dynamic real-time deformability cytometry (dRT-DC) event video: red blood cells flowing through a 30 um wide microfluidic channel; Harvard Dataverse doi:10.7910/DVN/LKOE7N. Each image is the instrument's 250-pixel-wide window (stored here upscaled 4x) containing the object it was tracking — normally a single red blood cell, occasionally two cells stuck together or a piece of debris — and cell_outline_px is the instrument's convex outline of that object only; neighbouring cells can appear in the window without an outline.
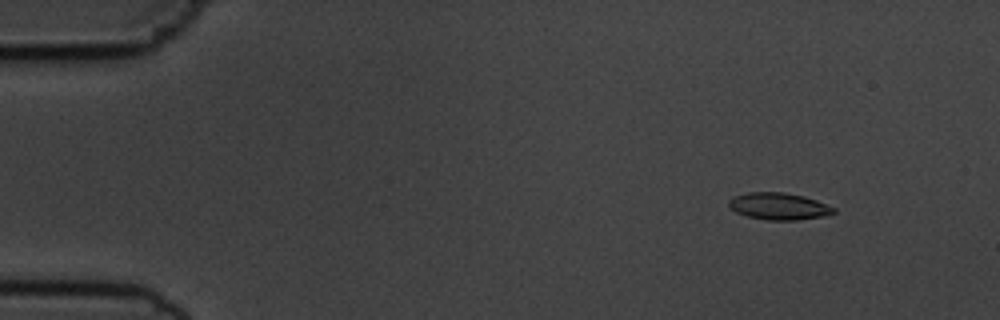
{"species": "common noctule bat (a hibernating species)", "species_latin": "Nyctalus noctula", "temperature_condition": "cold", "stored_images_in_passage": 56, "camera_frame_rate_fps": 3000, "um_per_image_px": 0.085, "animal": {"sex": "male", "body_mass_g": 19.5, "forearm_length_mm": 54.6}, "frame": {"image": 1, "passage_image": 7, "time_ms": 2.0, "image_size_px": [1000, 320], "cell_outline_px": [[836, 212], [820, 216], [796, 220], [768, 220], [748, 216], [736, 212], [728, 204], [728, 200], [732, 196], [748, 192], [784, 192], [804, 196], [816, 200], [836, 208]], "centroid_in_image_um": [66.17, 17.52], "position_along_channel_um": 18.8, "area_um2": 16.36}}
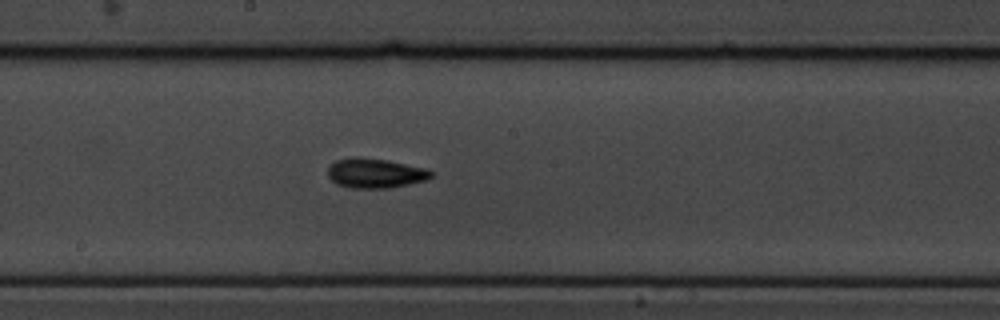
{"frame": {"image": 2, "passage_image": 31, "time_ms": 10.0, "image_size_px": [1000, 320], "cell_outline_px": [[432, 176], [428, 180], [388, 188], [352, 188], [336, 184], [328, 176], [328, 168], [336, 160], [352, 156], [360, 156], [388, 160], [428, 168], [432, 172]], "centroid_in_image_um": [31.91, 14.7], "position_along_channel_um": 216.3, "area_um2": 18.09}}
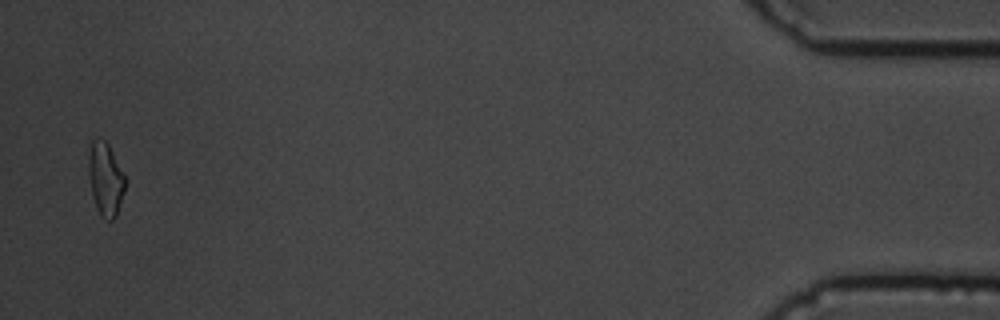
{"frame": {"image": 3, "passage_image": 55, "time_ms": 18.0, "image_size_px": [1000, 320], "cell_outline_px": [[128, 180], [116, 216], [112, 220], [104, 220], [100, 216], [92, 196], [88, 172], [88, 156], [92, 140], [96, 136], [104, 140], [108, 144]], "centroid_in_image_um": [8.98, 15.22], "position_along_channel_um": 426.2, "area_um2": 15.95}, "authors_computed_cell_mechanics": {"area_um2": 16.1262, "velocity_mm_per_s": 3.6601, "shape_relaxation_time_tau1_ms": 2.9176, "shape_relaxation_time_tau2_ms": 8.2454, "deformation_change_tau1": 0.0994, "deformation_change_tau2": 0.1661}}